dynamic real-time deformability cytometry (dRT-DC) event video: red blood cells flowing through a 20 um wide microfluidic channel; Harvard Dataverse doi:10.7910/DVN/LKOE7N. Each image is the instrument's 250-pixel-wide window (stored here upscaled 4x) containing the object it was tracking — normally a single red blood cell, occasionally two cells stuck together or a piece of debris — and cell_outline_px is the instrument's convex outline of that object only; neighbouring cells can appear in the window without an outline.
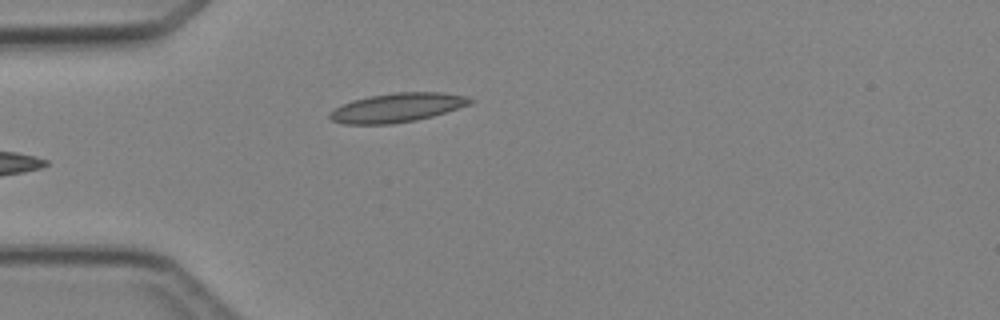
{"species": "Egyptian fruit bat (a non-hibernating species)", "species_latin": "Rousettus aegyptiacus", "temperature_condition": "cold", "stored_images_in_passage": 5, "camera_frame_rate_fps": 3000, "um_per_image_px": 0.085, "animal": {"sex": "female"}, "frame": {"image": 1, "passage_image": 5, "time_ms": 4.667, "image_size_px": [1000, 320], "cell_outline_px": [[476, 100], [472, 104], [432, 116], [416, 120], [392, 124], [344, 124], [332, 120], [328, 116], [328, 112], [352, 100], [368, 96], [392, 92], [444, 92], [468, 96]], "centroid_in_image_um": [33.8, 9.14], "position_along_channel_um": 51.2, "area_um2": 23.99}}